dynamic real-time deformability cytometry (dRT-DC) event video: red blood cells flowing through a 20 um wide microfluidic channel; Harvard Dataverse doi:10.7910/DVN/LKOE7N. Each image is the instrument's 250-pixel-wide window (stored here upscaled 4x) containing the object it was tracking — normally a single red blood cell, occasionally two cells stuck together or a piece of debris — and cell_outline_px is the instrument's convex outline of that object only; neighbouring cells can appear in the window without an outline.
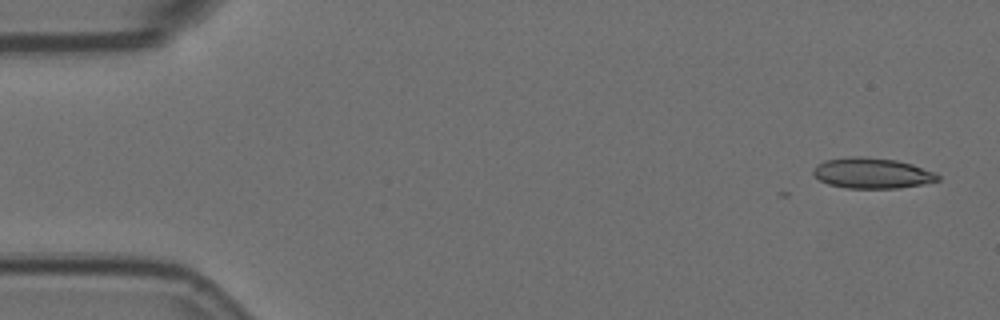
{"species": "Egyptian fruit bat (a non-hibernating species)", "species_latin": "Rousettus aegyptiacus", "temperature_condition": "room temperature", "stored_images_in_passage": 4, "camera_frame_rate_fps": 3000, "um_per_image_px": 0.085, "animal": {"sex": "female"}, "frame": {"image": 1, "passage_image": 1, "time_ms": 0.0, "image_size_px": [1000, 320], "cell_outline_px": [[940, 180], [924, 184], [900, 188], [848, 188], [828, 184], [820, 180], [812, 172], [824, 160], [852, 156], [860, 156], [896, 160], [912, 164], [936, 172], [940, 176]], "centroid_in_image_um": [74.18, 14.72], "position_along_channel_um": 10.8, "area_um2": 22.14}}
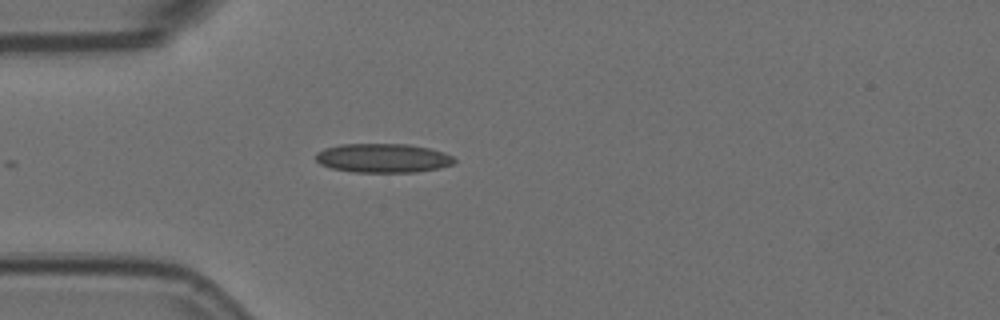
{"frame": {"image": 2, "passage_image": 4, "time_ms": 1.0, "image_size_px": [1000, 320], "cell_outline_px": [[456, 160], [452, 164], [440, 168], [416, 172], [356, 172], [332, 168], [320, 164], [316, 160], [316, 152], [324, 148], [340, 144], [408, 144], [428, 148], [444, 152], [452, 156]], "centroid_in_image_um": [32.55, 13.43], "position_along_channel_um": 52.5, "area_um2": 23.47}}